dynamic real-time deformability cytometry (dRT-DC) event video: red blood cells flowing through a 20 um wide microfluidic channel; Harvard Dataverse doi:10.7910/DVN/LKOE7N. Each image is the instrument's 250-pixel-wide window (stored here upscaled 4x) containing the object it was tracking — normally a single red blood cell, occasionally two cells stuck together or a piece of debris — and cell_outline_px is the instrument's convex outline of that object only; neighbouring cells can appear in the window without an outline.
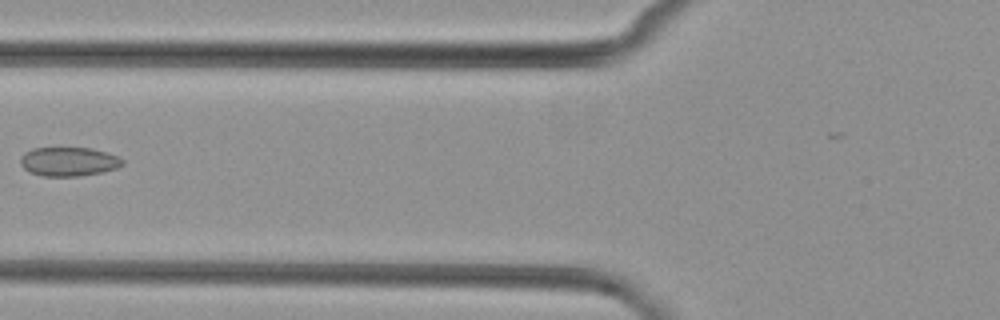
{"species": "common noctule bat (a hibernating species)", "species_latin": "Nyctalus noctula", "temperature_condition": "cold", "stored_images_in_passage": 7, "camera_frame_rate_fps": 3000, "um_per_image_px": 0.085, "animal": {"sex": "female", "body_mass_g": 29.2, "forearm_length_mm": 56.3}, "frame": {"image": 1, "passage_image": 6, "time_ms": 6.0, "image_size_px": [1000, 320], "cell_outline_px": [[124, 164], [116, 168], [100, 172], [80, 176], [44, 176], [32, 172], [24, 168], [20, 164], [20, 156], [24, 152], [32, 148], [92, 148], [116, 156], [124, 160]], "centroid_in_image_um": [5.81, 13.73], "position_along_channel_um": 120.0, "area_um2": 17.11}}
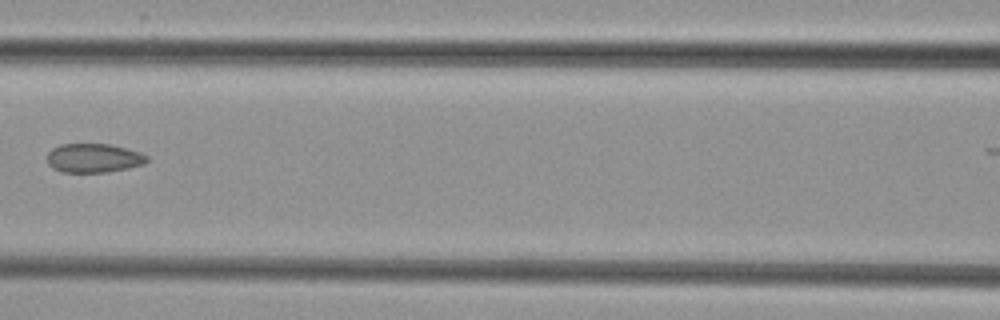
{"frame": {"image": 2, "passage_image": 7, "time_ms": 7.0, "image_size_px": [1000, 320], "cell_outline_px": [[148, 160], [144, 164], [128, 168], [108, 172], [60, 172], [52, 168], [48, 164], [48, 152], [52, 148], [60, 144], [112, 144], [140, 152], [148, 156]], "centroid_in_image_um": [7.96, 13.43], "position_along_channel_um": 158.6, "area_um2": 16.99}}